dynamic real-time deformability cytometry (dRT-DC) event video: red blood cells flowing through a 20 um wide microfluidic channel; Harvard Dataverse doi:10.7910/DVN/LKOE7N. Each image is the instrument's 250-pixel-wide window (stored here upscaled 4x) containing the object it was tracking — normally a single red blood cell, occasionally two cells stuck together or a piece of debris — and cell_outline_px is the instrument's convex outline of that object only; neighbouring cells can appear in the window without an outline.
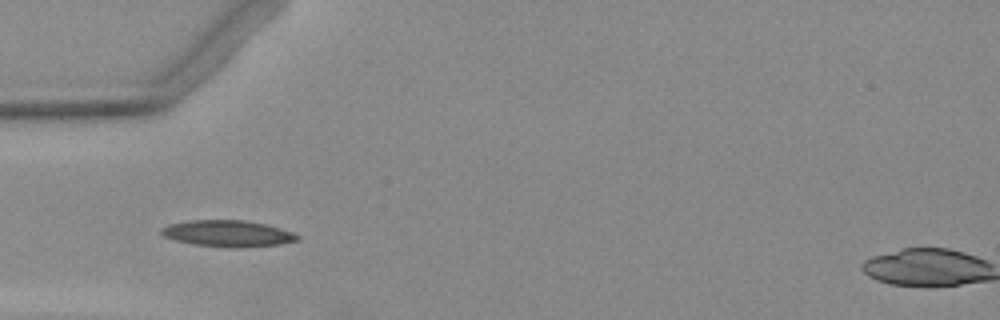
{"species": "Egyptian fruit bat (a non-hibernating species)", "species_latin": "Rousettus aegyptiacus", "temperature_condition": "warm", "stored_images_in_passage": 5, "camera_frame_rate_fps": 3000, "um_per_image_px": 0.085, "animal": {"sex": "female"}, "frame": {"image": 1, "passage_image": 3, "time_ms": 2.667, "image_size_px": [1000, 320], "cell_outline_px": [[300, 240], [280, 244], [236, 248], [232, 248], [192, 244], [176, 240], [164, 236], [160, 232], [160, 228], [168, 224], [188, 220], [244, 220], [264, 224], [280, 228], [292, 232], [300, 236]], "centroid_in_image_um": [19.35, 19.85], "position_along_channel_um": 65.7, "area_um2": 20.98}}
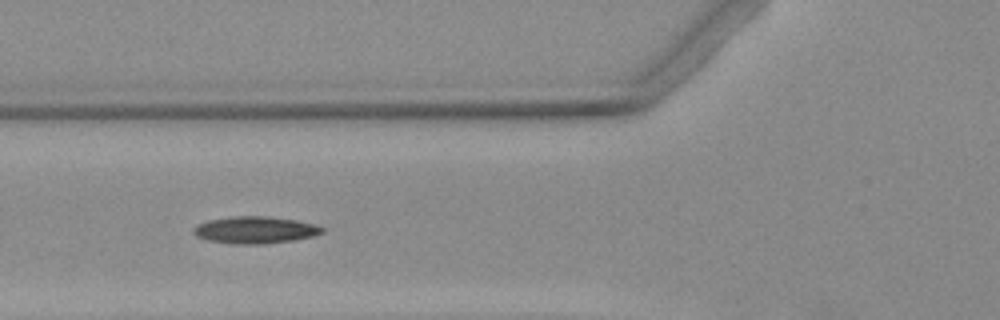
{"frame": {"image": 2, "passage_image": 4, "time_ms": 3.667, "image_size_px": [1000, 320], "cell_outline_px": [[324, 232], [316, 236], [292, 240], [264, 244], [236, 244], [208, 240], [196, 236], [192, 232], [192, 228], [196, 224], [208, 220], [232, 216], [264, 216], [296, 220], [316, 224], [324, 228]], "centroid_in_image_um": [21.68, 19.54], "position_along_channel_um": 104.1, "area_um2": 20.4}}
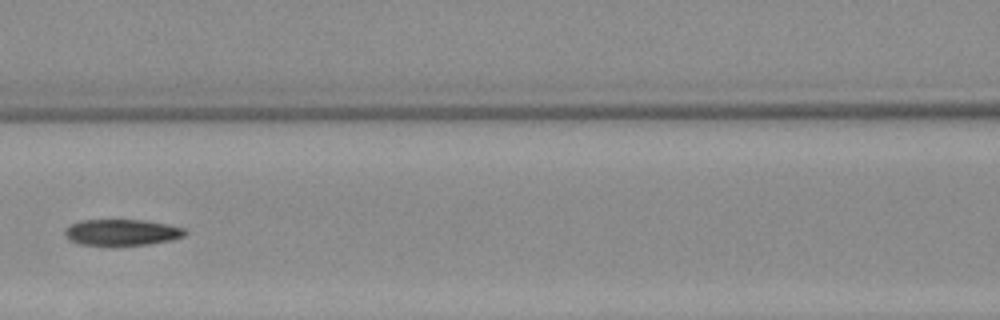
{"frame": {"image": 3, "passage_image": 5, "time_ms": 5.0, "image_size_px": [1000, 320], "cell_outline_px": [[188, 232], [184, 236], [172, 240], [148, 244], [80, 244], [68, 240], [64, 232], [64, 228], [80, 220], [144, 220], [168, 224], [184, 228]], "centroid_in_image_um": [10.37, 19.73], "position_along_channel_um": 156.2, "area_um2": 18.15}}